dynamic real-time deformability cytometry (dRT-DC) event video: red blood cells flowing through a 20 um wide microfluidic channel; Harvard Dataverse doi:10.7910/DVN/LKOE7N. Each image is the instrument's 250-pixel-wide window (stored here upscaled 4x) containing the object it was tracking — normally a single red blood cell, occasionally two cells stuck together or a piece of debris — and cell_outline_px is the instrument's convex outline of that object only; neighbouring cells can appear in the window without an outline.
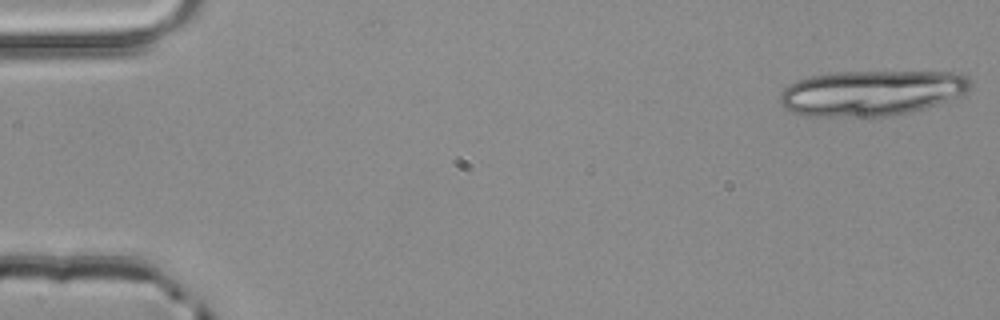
{"species": "common noctule bat (a hibernating species)", "species_latin": "Nyctalus noctula", "temperature_condition": "room temperature", "stored_images_in_passage": 4, "camera_frame_rate_fps": 3000, "um_per_image_px": 0.085, "animal": {"sex": "male", "body_mass_g": 20.4}, "frame": {"image": 1, "passage_image": 1, "time_ms": 0.0, "image_size_px": [1000, 320], "cell_outline_px": [[972, 84], [964, 92], [948, 100], [924, 108], [908, 112], [884, 116], [808, 116], [792, 112], [784, 108], [780, 104], [780, 96], [784, 88], [788, 84], [796, 80], [812, 76], [832, 72], [960, 72], [968, 76], [972, 80]], "centroid_in_image_um": [74.05, 7.89], "position_along_channel_um": 11.0, "area_um2": 50.29}}